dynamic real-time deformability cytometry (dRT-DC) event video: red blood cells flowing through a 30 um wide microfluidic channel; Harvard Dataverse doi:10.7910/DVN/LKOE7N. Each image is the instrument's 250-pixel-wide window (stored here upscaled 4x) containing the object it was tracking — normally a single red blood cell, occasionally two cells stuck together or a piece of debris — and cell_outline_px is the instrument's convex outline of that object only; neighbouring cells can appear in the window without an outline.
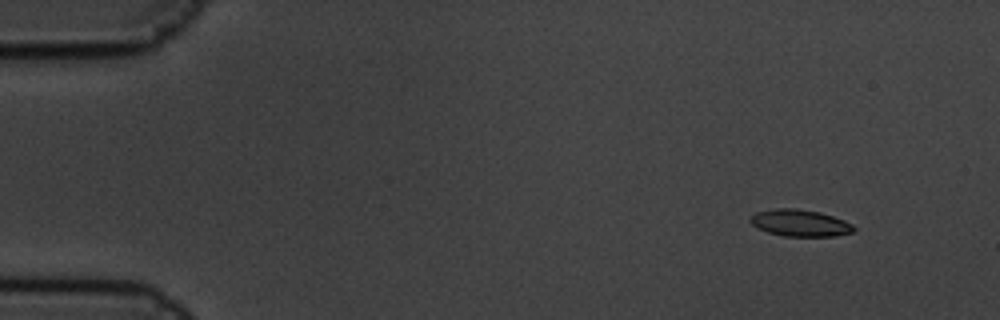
{"species": "common noctule bat (a hibernating species)", "species_latin": "Nyctalus noctula", "temperature_condition": "cold", "stored_images_in_passage": 9, "camera_frame_rate_fps": 3000, "um_per_image_px": 0.085, "animal": {"sex": "male", "body_mass_g": 19.5, "forearm_length_mm": 54.6}, "frame": {"image": 1, "passage_image": 2, "time_ms": 0.333, "image_size_px": [1000, 320], "cell_outline_px": [[856, 228], [852, 232], [836, 236], [784, 236], [768, 232], [756, 228], [748, 220], [748, 216], [756, 212], [776, 208], [796, 208], [820, 212], [844, 220], [852, 224]], "centroid_in_image_um": [67.96, 18.95], "position_along_channel_um": 17.0, "area_um2": 16.3}}
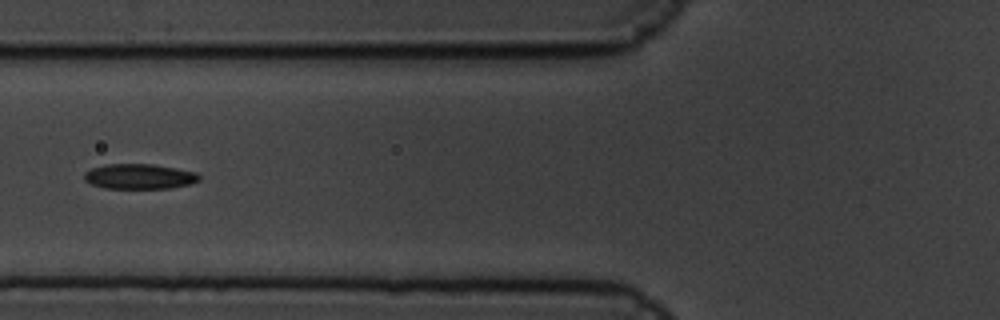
{"frame": {"image": 2, "passage_image": 7, "time_ms": 2.0, "image_size_px": [1000, 320], "cell_outline_px": [[200, 180], [192, 184], [172, 188], [104, 188], [92, 184], [84, 180], [84, 172], [92, 168], [104, 164], [152, 164], [176, 168], [196, 172], [200, 176]], "centroid_in_image_um": [11.86, 15.0], "position_along_channel_um": 113.9, "area_um2": 16.94}}
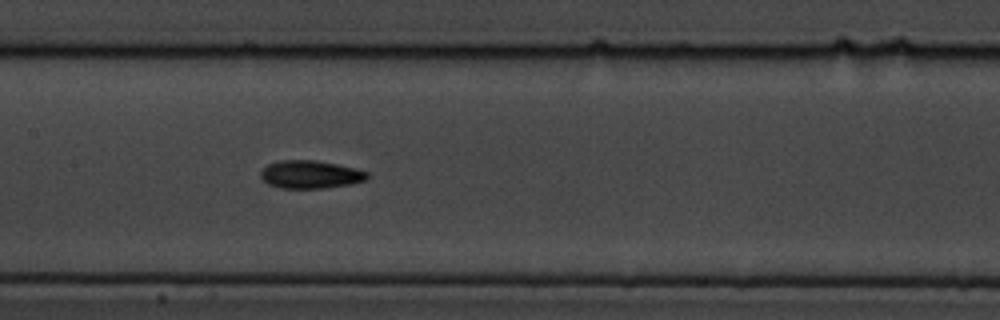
{"frame": {"image": 3, "passage_image": 9, "time_ms": 2.667, "image_size_px": [1000, 320], "cell_outline_px": [[368, 176], [364, 180], [352, 184], [324, 188], [280, 188], [268, 184], [260, 176], [260, 172], [268, 164], [280, 160], [316, 160], [356, 168], [368, 172]], "centroid_in_image_um": [26.38, 14.83], "position_along_channel_um": 181.0, "area_um2": 17.34}}